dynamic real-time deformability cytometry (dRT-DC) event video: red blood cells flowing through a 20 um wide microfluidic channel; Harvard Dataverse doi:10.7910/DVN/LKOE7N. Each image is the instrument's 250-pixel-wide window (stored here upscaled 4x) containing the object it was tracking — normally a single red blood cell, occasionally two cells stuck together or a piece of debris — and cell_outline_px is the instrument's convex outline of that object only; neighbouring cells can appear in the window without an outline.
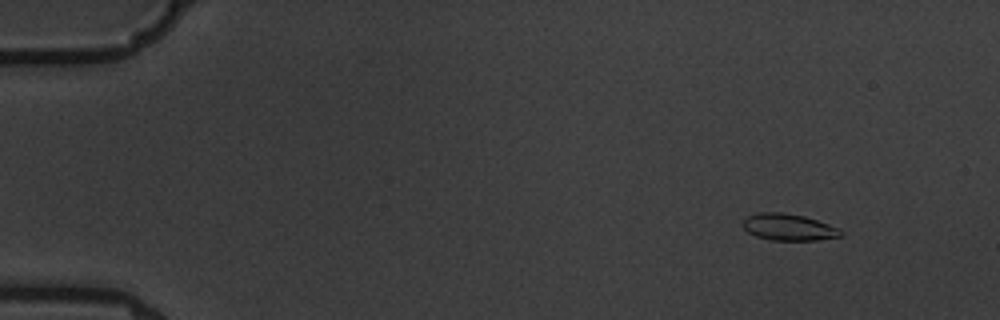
{"species": "common noctule bat (a hibernating species)", "species_latin": "Nyctalus noctula", "temperature_condition": "warm", "stored_images_in_passage": 7, "camera_frame_rate_fps": 3000, "um_per_image_px": 0.085, "animal": {"sex": "male", "body_mass_g": 19.5, "forearm_length_mm": 54.6}, "frame": {"image": 1, "passage_image": 2, "time_ms": 1.333, "image_size_px": [1000, 320], "cell_outline_px": [[844, 232], [840, 236], [816, 240], [772, 240], [756, 236], [748, 232], [744, 228], [744, 220], [748, 216], [760, 212], [784, 212], [804, 216], [840, 228]], "centroid_in_image_um": [67.05, 19.3], "position_along_channel_um": 17.9, "area_um2": 15.09}}
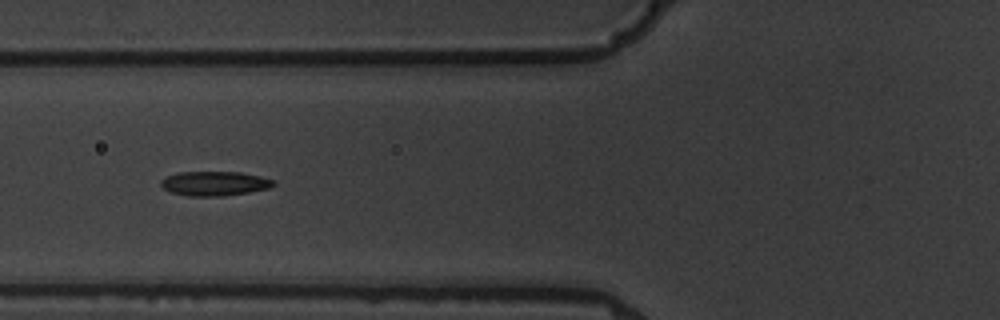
{"frame": {"image": 2, "passage_image": 7, "time_ms": 7.0, "image_size_px": [1000, 320], "cell_outline_px": [[276, 184], [268, 188], [248, 192], [224, 196], [188, 196], [172, 192], [164, 188], [160, 184], [160, 180], [176, 172], [240, 172], [260, 176], [276, 180]], "centroid_in_image_um": [18.25, 15.59], "position_along_channel_um": 107.5, "area_um2": 16.01}}